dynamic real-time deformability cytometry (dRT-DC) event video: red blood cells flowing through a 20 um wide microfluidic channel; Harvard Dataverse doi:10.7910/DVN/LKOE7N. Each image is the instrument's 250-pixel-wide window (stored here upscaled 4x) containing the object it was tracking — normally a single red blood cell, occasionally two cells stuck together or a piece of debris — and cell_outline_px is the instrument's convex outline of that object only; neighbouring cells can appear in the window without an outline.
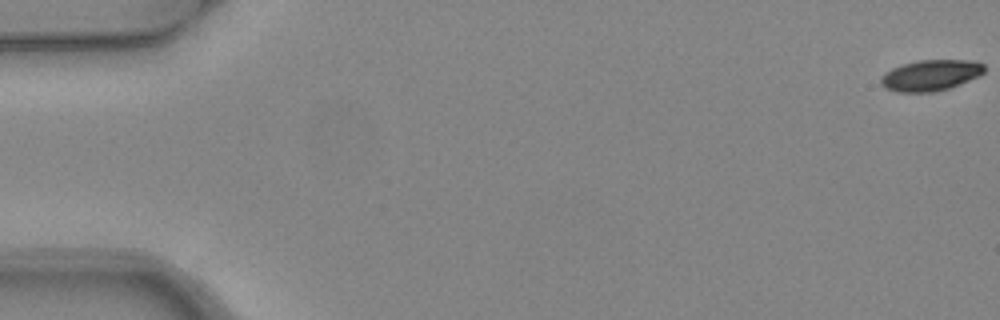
{"species": "common noctule bat (a hibernating species)", "species_latin": "Nyctalus noctula", "temperature_condition": "warm", "stored_images_in_passage": 7, "camera_frame_rate_fps": 3000, "um_per_image_px": 0.085, "animal": {"sex": "female", "body_mass_g": 24.6, "forearm_length_mm": 56.2}, "frame": {"image": 1, "passage_image": 1, "time_ms": 0.0, "image_size_px": [1000, 320], "cell_outline_px": [[984, 72], [980, 76], [960, 84], [948, 88], [932, 92], [896, 92], [884, 88], [880, 84], [880, 76], [884, 72], [892, 68], [916, 60], [972, 60], [984, 64]], "centroid_in_image_um": [79.08, 6.4], "position_along_channel_um": 5.9, "area_um2": 18.84}}
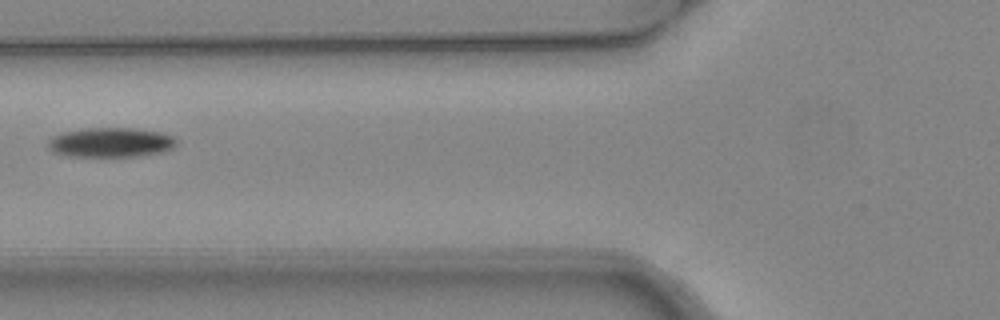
{"frame": {"image": 2, "passage_image": 7, "time_ms": 2.0, "image_size_px": [1000, 320], "cell_outline_px": [[176, 144], [172, 148], [164, 152], [140, 156], [68, 156], [52, 152], [48, 148], [48, 140], [52, 136], [64, 132], [80, 128], [132, 128], [160, 132], [172, 136], [176, 140]], "centroid_in_image_um": [9.39, 12.1], "position_along_channel_um": 116.4, "area_um2": 22.25}}